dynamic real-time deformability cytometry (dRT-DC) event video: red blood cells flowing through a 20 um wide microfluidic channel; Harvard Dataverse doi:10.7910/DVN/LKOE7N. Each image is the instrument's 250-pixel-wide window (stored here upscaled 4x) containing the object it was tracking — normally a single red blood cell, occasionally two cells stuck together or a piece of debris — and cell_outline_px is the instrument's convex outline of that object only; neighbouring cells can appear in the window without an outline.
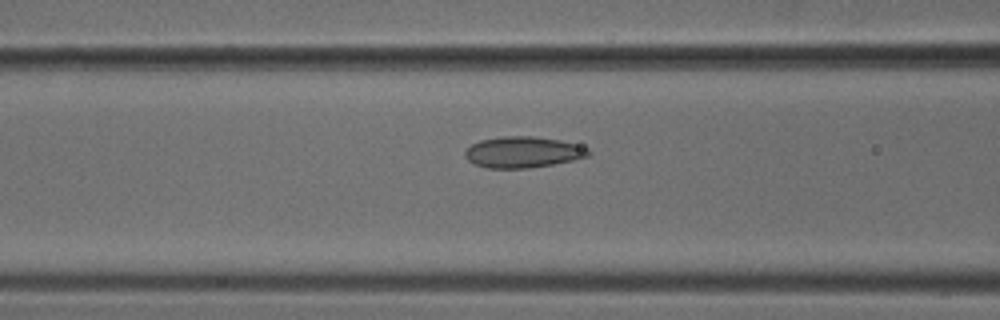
{"species": "common noctule bat (a hibernating species)", "species_latin": "Nyctalus noctula", "temperature_condition": "cold", "stored_images_in_passage": 50, "camera_frame_rate_fps": 3000, "um_per_image_px": 0.085, "animal": {"sex": "male", "body_mass_g": 18.8}, "frame": {"image": 1, "passage_image": 20, "time_ms": 6.333, "image_size_px": [1000, 320], "cell_outline_px": [[592, 152], [588, 156], [572, 160], [552, 164], [528, 168], [488, 168], [476, 164], [468, 160], [464, 156], [464, 152], [472, 144], [480, 140], [504, 136], [532, 136], [560, 140], [588, 148]], "centroid_in_image_um": [44.44, 12.93], "position_along_channel_um": 122.2, "area_um2": 22.2}}
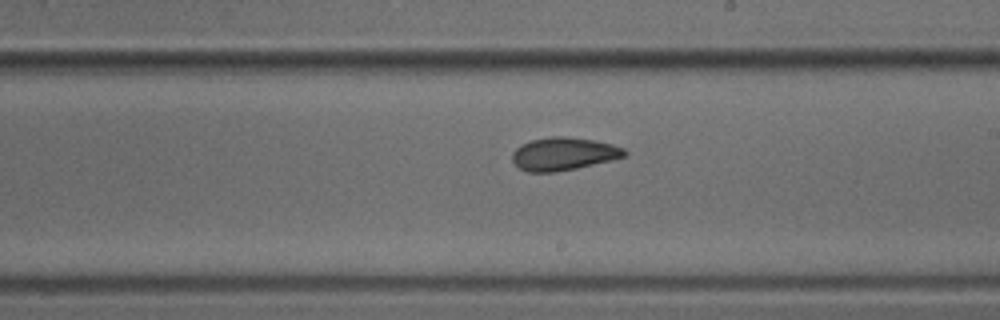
{"frame": {"image": 2, "passage_image": 29, "time_ms": 9.333, "image_size_px": [1000, 320], "cell_outline_px": [[628, 152], [624, 156], [576, 168], [556, 172], [528, 172], [520, 168], [512, 160], [512, 152], [520, 144], [532, 140], [552, 136], [568, 136], [592, 140], [612, 144], [624, 148]], "centroid_in_image_um": [47.86, 13.07], "position_along_channel_um": 241.1, "area_um2": 21.33}}
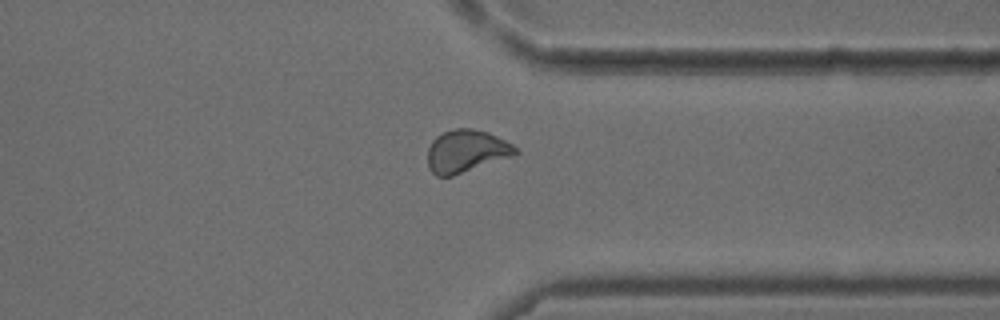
{"frame": {"image": 3, "passage_image": 39, "time_ms": 12.667, "image_size_px": [1000, 320], "cell_outline_px": [[520, 152], [512, 156], [452, 176], [436, 176], [428, 168], [428, 148], [432, 140], [436, 136], [444, 132], [456, 128], [472, 128], [488, 132], [512, 144]], "centroid_in_image_um": [39.61, 12.84], "position_along_channel_um": 371.8, "area_um2": 21.68}}